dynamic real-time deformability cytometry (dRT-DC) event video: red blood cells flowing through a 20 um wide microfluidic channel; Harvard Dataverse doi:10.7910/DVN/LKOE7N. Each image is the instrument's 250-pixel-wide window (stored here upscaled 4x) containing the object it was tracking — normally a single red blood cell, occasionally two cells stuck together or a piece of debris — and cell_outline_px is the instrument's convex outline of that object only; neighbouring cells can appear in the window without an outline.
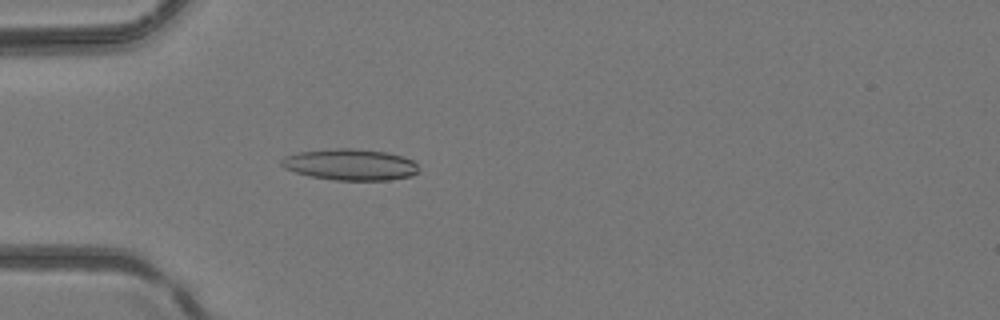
{"species": "common noctule bat (a hibernating species)", "species_latin": "Nyctalus noctula", "temperature_condition": "room temperature", "stored_images_in_passage": 48, "camera_frame_rate_fps": 3000, "um_per_image_px": 0.085, "animal": {"sex": "female", "body_mass_g": 24.6, "forearm_length_mm": 56.2}, "frame": {"image": 1, "passage_image": 15, "time_ms": 4.667, "image_size_px": [1000, 320], "cell_outline_px": [[420, 172], [412, 176], [388, 180], [336, 180], [308, 176], [284, 168], [280, 164], [280, 160], [284, 156], [300, 152], [336, 148], [352, 148], [384, 152], [404, 156], [412, 160], [416, 164]], "centroid_in_image_um": [29.78, 13.99], "position_along_channel_um": 55.2, "area_um2": 25.09}}
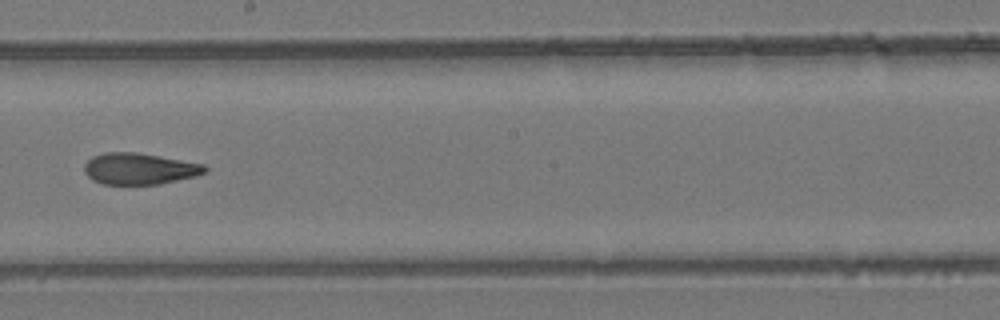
{"frame": {"image": 2, "passage_image": 28, "time_ms": 9.0, "image_size_px": [1000, 320], "cell_outline_px": [[208, 172], [196, 176], [160, 184], [100, 184], [92, 180], [84, 172], [84, 164], [92, 156], [104, 152], [136, 152], [204, 164], [208, 168]], "centroid_in_image_um": [11.84, 14.34], "position_along_channel_um": 236.4, "area_um2": 22.2}}
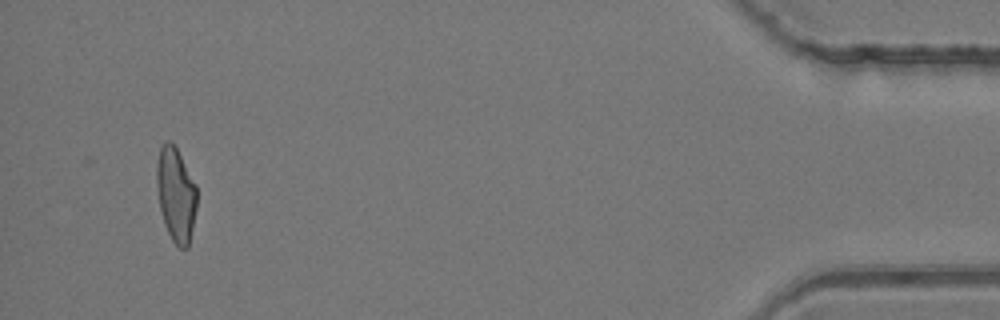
{"frame": {"image": 3, "passage_image": 46, "time_ms": 15.0, "image_size_px": [1000, 320], "cell_outline_px": [[196, 208], [188, 248], [180, 248], [172, 240], [164, 224], [160, 208], [156, 188], [156, 164], [160, 148], [168, 140], [172, 140], [196, 184]], "centroid_in_image_um": [14.93, 16.51], "position_along_channel_um": 420.3, "area_um2": 22.02}}